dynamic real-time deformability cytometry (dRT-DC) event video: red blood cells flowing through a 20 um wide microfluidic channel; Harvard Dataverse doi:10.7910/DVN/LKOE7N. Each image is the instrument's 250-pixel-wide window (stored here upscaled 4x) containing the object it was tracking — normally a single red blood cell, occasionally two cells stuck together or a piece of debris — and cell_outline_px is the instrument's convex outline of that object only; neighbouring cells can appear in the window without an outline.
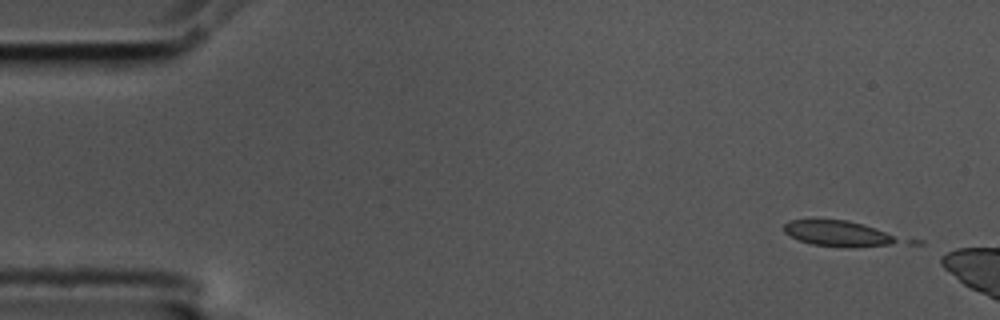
{"species": "common noctule bat (a hibernating species)", "species_latin": "Nyctalus noctula", "temperature_condition": "cold", "stored_images_in_passage": 3, "camera_frame_rate_fps": 3000, "um_per_image_px": 0.085, "animal": {"sex": "male", "body_mass_g": 17.5, "forearm_length_mm": 52.3}, "frame": {"image": 1, "passage_image": 1, "time_ms": 0.0, "image_size_px": [1000, 320], "cell_outline_px": [[900, 240], [892, 244], [848, 248], [812, 244], [800, 240], [784, 232], [784, 224], [788, 220], [848, 220], [884, 232]], "centroid_in_image_um": [71.16, 19.85], "position_along_channel_um": 13.8, "area_um2": 16.59}}